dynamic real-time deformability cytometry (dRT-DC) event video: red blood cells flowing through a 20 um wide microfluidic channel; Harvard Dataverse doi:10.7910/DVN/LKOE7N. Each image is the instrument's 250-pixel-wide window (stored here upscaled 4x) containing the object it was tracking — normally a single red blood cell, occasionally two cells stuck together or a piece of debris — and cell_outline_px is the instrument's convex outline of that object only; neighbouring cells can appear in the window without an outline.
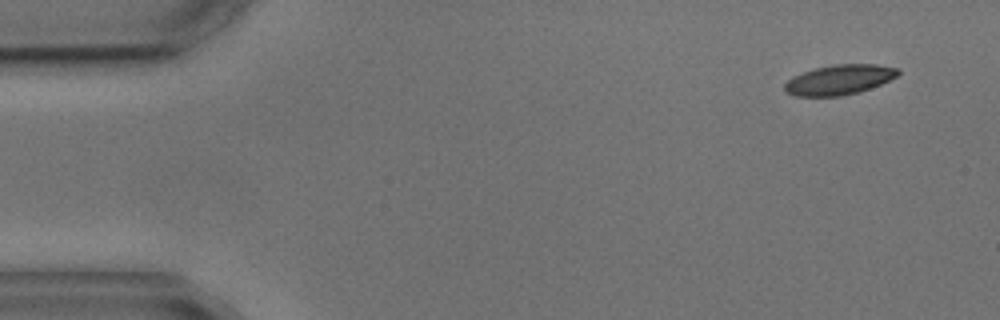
{"species": "common noctule bat (a hibernating species)", "species_latin": "Nyctalus noctula", "temperature_condition": "cold", "stored_images_in_passage": 4, "camera_frame_rate_fps": 3000, "um_per_image_px": 0.085, "animal": {"sex": "male", "body_mass_g": 17.9, "forearm_length_mm": 54.2}, "frame": {"image": 1, "passage_image": 1, "time_ms": 0.0, "image_size_px": [1000, 320], "cell_outline_px": [[900, 72], [896, 76], [880, 84], [856, 92], [840, 96], [792, 96], [784, 92], [784, 84], [792, 76], [816, 68], [836, 64], [876, 64], [900, 68]], "centroid_in_image_um": [71.3, 6.77], "position_along_channel_um": 13.7, "area_um2": 19.65}}
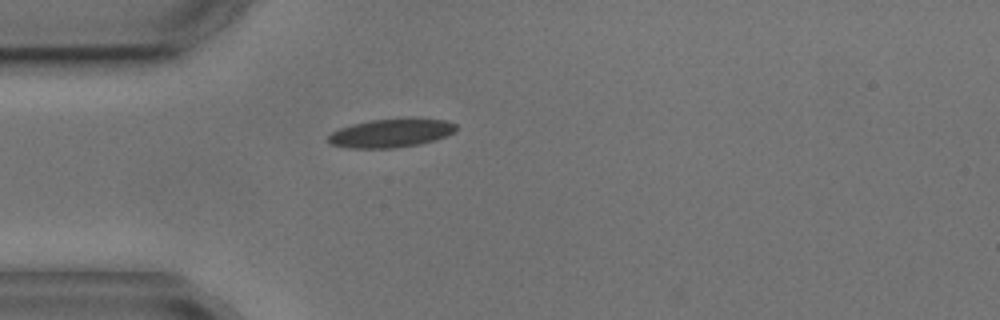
{"frame": {"image": 2, "passage_image": 4, "time_ms": 3.667, "image_size_px": [1000, 320], "cell_outline_px": [[456, 128], [452, 132], [436, 140], [420, 144], [392, 148], [352, 148], [332, 144], [328, 140], [328, 136], [332, 132], [340, 128], [352, 124], [372, 120], [444, 120], [456, 124]], "centroid_in_image_um": [33.19, 11.34], "position_along_channel_um": 51.8, "area_um2": 20.46}}